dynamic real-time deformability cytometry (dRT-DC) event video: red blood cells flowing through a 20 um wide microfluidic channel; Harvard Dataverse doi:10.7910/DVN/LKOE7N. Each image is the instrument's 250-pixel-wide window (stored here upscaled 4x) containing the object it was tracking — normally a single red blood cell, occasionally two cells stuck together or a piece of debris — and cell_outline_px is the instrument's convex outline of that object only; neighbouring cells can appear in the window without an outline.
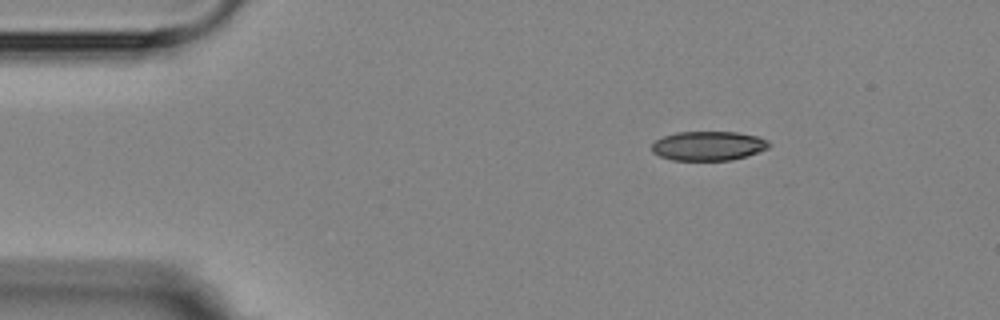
{"species": "Egyptian fruit bat (a non-hibernating species)", "species_latin": "Rousettus aegyptiacus", "temperature_condition": "room temperature", "stored_images_in_passage": 3, "camera_frame_rate_fps": 3000, "um_per_image_px": 0.085, "animal": {"sex": "female"}, "frame": {"image": 1, "passage_image": 1, "time_ms": 0.0, "image_size_px": [1000, 320], "cell_outline_px": [[772, 144], [768, 148], [748, 156], [732, 160], [672, 160], [660, 156], [652, 152], [652, 144], [656, 140], [664, 136], [676, 132], [736, 132], [756, 136], [768, 140]], "centroid_in_image_um": [60.23, 12.4], "position_along_channel_um": 24.8, "area_um2": 20.06}}